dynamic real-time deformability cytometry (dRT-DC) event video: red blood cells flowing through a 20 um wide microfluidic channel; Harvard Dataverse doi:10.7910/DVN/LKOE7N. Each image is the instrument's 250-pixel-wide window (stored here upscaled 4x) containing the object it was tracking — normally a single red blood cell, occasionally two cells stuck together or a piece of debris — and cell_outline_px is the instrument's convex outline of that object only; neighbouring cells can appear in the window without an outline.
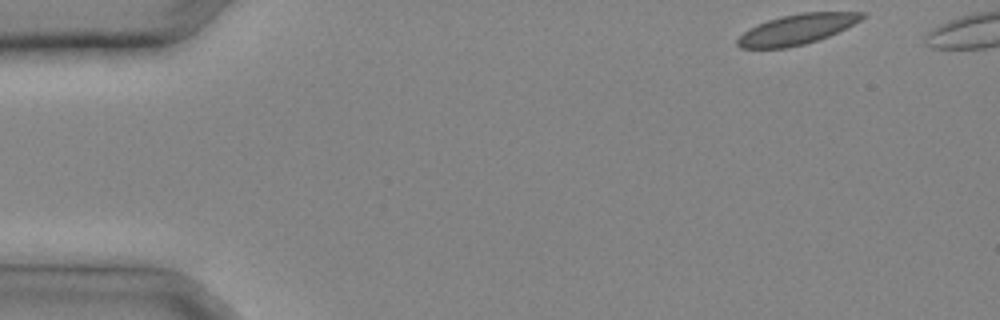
{"species": "common noctule bat (a hibernating species)", "species_latin": "Nyctalus noctula", "temperature_condition": "cold", "stored_images_in_passage": 6, "camera_frame_rate_fps": 3000, "um_per_image_px": 0.085, "animal": {"sex": "male", "body_mass_g": 20.4}, "frame": {"image": 1, "passage_image": 1, "time_ms": 0.0, "image_size_px": [1000, 320], "cell_outline_px": [[868, 16], [828, 36], [804, 44], [788, 48], [740, 48], [736, 44], [736, 40], [744, 32], [768, 20], [780, 16], [800, 12], [868, 12]], "centroid_in_image_um": [67.75, 2.48], "position_along_channel_um": 17.3, "area_um2": 21.68}}